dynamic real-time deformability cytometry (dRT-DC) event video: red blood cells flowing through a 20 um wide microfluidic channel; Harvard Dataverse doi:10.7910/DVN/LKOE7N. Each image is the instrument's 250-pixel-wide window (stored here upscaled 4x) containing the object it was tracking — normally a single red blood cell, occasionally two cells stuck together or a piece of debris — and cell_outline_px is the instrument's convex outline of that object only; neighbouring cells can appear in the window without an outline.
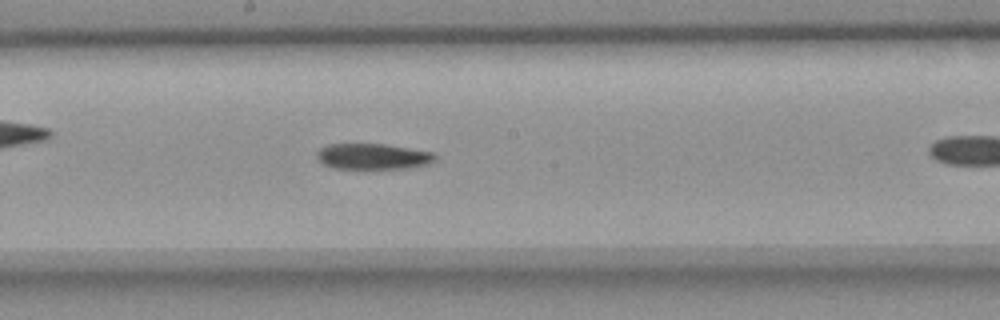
{"species": "common noctule bat (a hibernating species)", "species_latin": "Nyctalus noctula", "temperature_condition": "room temperature", "stored_images_in_passage": 38, "camera_frame_rate_fps": 3000, "um_per_image_px": 0.085, "animal": {"sex": "female", "body_mass_g": 18.4}, "frame": {"image": 1, "passage_image": 22, "time_ms": 7.0, "image_size_px": [1000, 320], "cell_outline_px": [[436, 160], [428, 164], [412, 168], [332, 168], [324, 164], [316, 156], [316, 152], [320, 148], [328, 144], [384, 144], [436, 152]], "centroid_in_image_um": [31.74, 13.29], "position_along_channel_um": 216.5, "area_um2": 17.86}}